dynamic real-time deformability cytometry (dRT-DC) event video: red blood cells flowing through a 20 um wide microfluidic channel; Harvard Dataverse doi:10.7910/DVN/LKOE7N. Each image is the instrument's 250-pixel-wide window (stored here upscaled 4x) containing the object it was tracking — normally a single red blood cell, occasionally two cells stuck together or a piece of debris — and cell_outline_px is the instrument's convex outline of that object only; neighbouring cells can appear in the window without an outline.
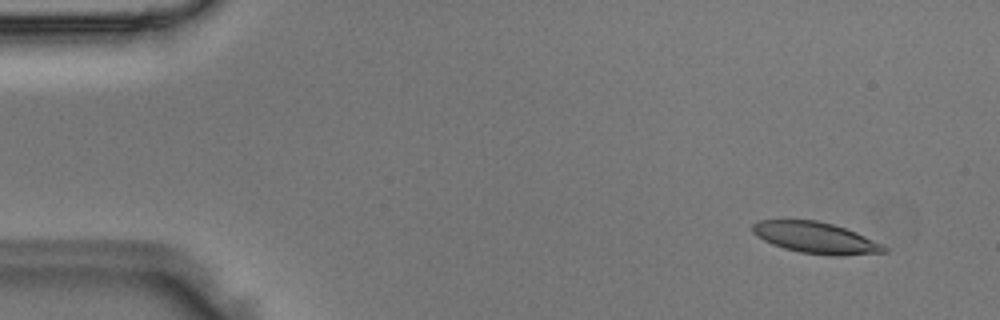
{"species": "Egyptian fruit bat (a non-hibernating species)", "species_latin": "Rousettus aegyptiacus", "temperature_condition": "room temperature", "stored_images_in_passage": 8, "camera_frame_rate_fps": 3000, "um_per_image_px": 0.085, "animal": {"sex": "male"}, "frame": {"image": 1, "passage_image": 2, "time_ms": 0.333, "image_size_px": [1000, 320], "cell_outline_px": [[888, 252], [840, 256], [828, 256], [800, 252], [784, 248], [772, 244], [756, 236], [752, 232], [752, 224], [760, 220], [816, 220], [832, 224], [856, 232], [884, 244], [888, 248]], "centroid_in_image_um": [69.36, 20.22], "position_along_channel_um": 15.6, "area_um2": 24.1}}
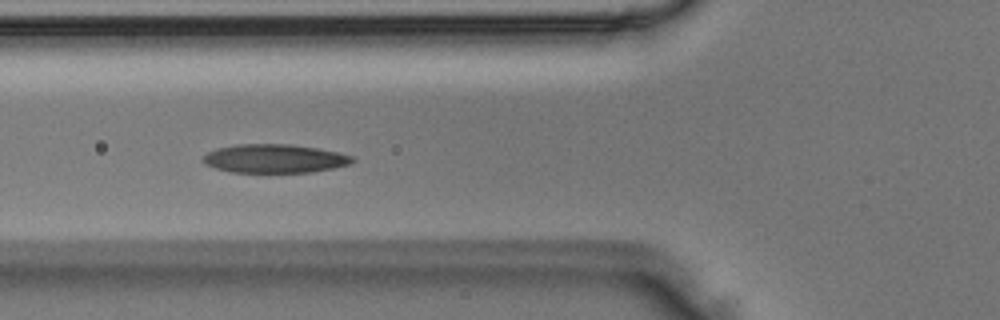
{"frame": {"image": 2, "passage_image": 6, "time_ms": 1.667, "image_size_px": [1000, 320], "cell_outline_px": [[356, 160], [348, 164], [332, 168], [312, 172], [232, 172], [216, 168], [204, 164], [200, 160], [208, 152], [216, 148], [236, 144], [292, 144], [316, 148], [336, 152], [352, 156]], "centroid_in_image_um": [23.29, 13.47], "position_along_channel_um": 102.5, "area_um2": 24.85}}
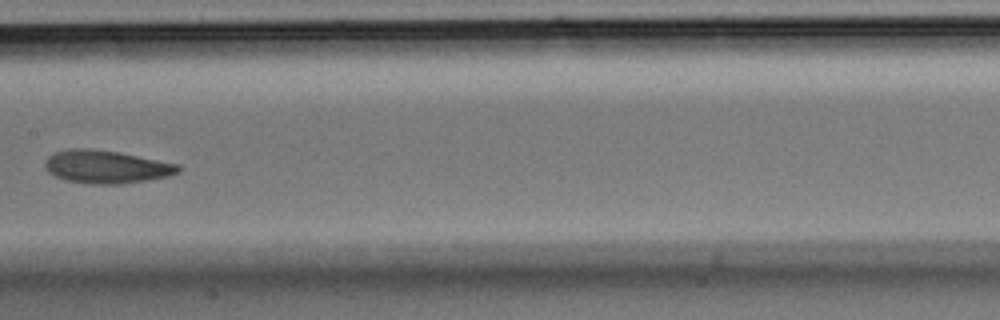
{"frame": {"image": 3, "passage_image": 8, "time_ms": 2.333, "image_size_px": [1000, 320], "cell_outline_px": [[180, 172], [168, 176], [120, 184], [88, 184], [68, 180], [56, 176], [48, 172], [44, 168], [44, 160], [52, 152], [68, 148], [92, 148], [120, 152], [180, 164]], "centroid_in_image_um": [9.0, 14.16], "position_along_channel_um": 198.4, "area_um2": 25.89}}